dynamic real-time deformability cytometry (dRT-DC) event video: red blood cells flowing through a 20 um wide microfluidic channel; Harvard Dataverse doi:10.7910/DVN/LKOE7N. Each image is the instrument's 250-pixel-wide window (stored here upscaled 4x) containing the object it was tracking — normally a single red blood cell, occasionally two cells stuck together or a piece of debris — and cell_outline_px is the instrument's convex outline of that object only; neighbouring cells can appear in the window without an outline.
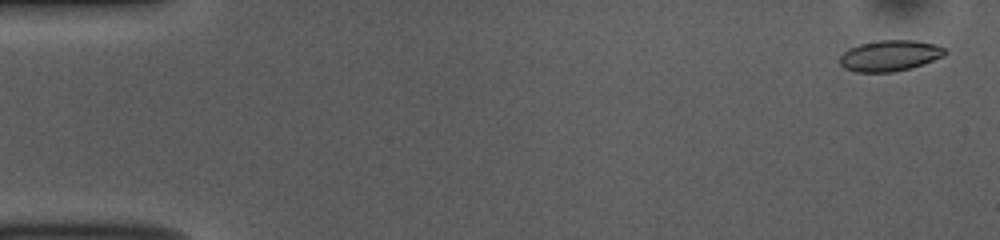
{"species": "common noctule bat (a hibernating species)", "species_latin": "Nyctalus noctula", "temperature_condition": "room temperature", "stored_images_in_passage": 52, "camera_frame_rate_fps": 3000, "um_per_image_px": 0.085, "animal": {"sex": "female", "body_mass_g": 10.0, "forearm_length_mm": 53.1}, "frame": {"image": 1, "passage_image": 2, "time_ms": 0.333, "image_size_px": [1000, 240], "cell_outline_px": [[948, 52], [944, 56], [912, 68], [892, 72], [856, 72], [844, 68], [840, 64], [840, 56], [848, 48], [860, 44], [880, 40], [916, 40], [936, 44], [944, 48]], "centroid_in_image_um": [75.65, 4.73], "position_along_channel_um": 9.4, "area_um2": 19.07}}
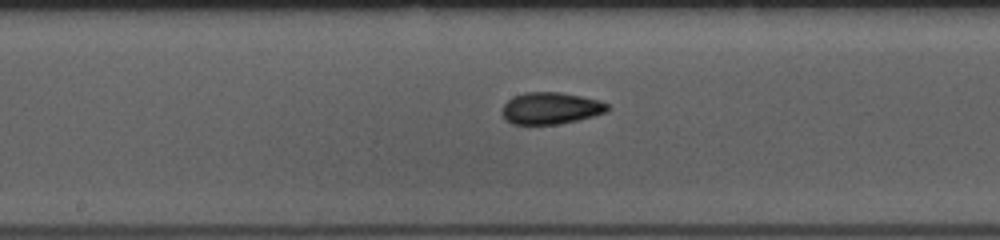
{"frame": {"image": 2, "passage_image": 27, "time_ms": 8.667, "image_size_px": [1000, 240], "cell_outline_px": [[612, 108], [608, 112], [560, 124], [512, 124], [504, 120], [500, 112], [504, 104], [512, 96], [524, 92], [560, 92], [600, 100], [608, 104]], "centroid_in_image_um": [46.79, 9.2], "position_along_channel_um": 201.4, "area_um2": 19.83}}
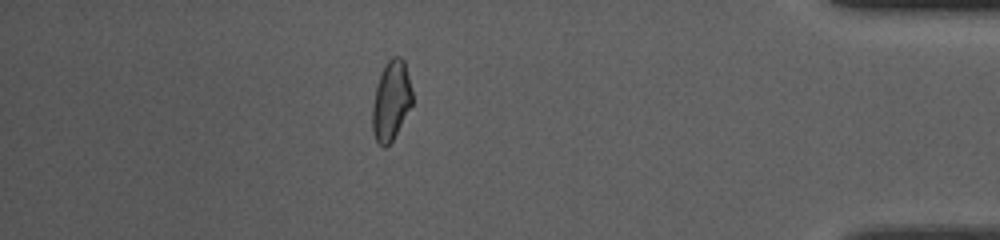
{"frame": {"image": 3, "passage_image": 46, "time_ms": 15.0, "image_size_px": [1000, 240], "cell_outline_px": [[412, 104], [392, 140], [384, 148], [376, 140], [372, 132], [372, 104], [376, 88], [384, 64], [392, 56], [400, 56], [404, 60], [412, 92]], "centroid_in_image_um": [33.23, 8.54], "position_along_channel_um": 402.0, "area_um2": 18.26}, "authors_computed_cell_mechanics": {"area_um2": 19.074, "velocity_mm_per_s": 3.8287, "shape_relaxation_time_tau1_ms": 5.249, "shape_relaxation_time_tau2_ms": 2.4419, "deformation_change_tau1": 0.139, "deformation_change_tau2": 0.0717}}